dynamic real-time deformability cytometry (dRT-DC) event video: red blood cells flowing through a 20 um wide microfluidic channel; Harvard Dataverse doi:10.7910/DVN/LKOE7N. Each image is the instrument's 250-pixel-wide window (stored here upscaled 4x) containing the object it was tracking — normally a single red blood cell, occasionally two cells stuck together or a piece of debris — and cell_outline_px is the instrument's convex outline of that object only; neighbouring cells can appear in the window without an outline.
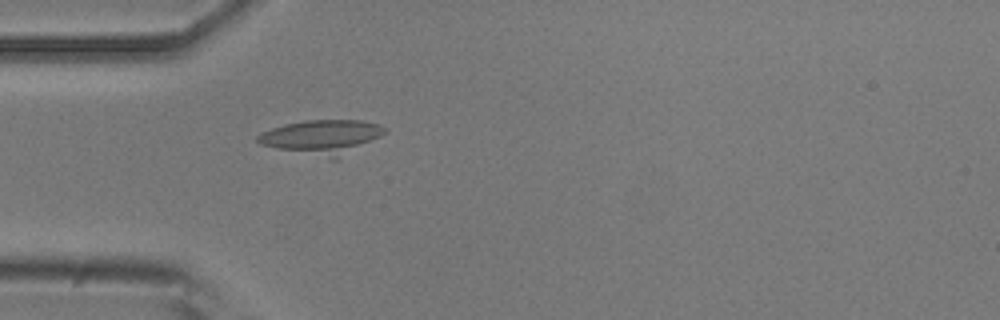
{"species": "common noctule bat (a hibernating species)", "species_latin": "Nyctalus noctula", "temperature_condition": "room temperature", "stored_images_in_passage": 37, "camera_frame_rate_fps": 3000, "um_per_image_px": 0.085, "animal": {"sex": "male", "body_mass_g": 20.5, "forearm_length_mm": 52.5}, "frame": {"image": 1, "passage_image": 1, "time_ms": 0.0, "image_size_px": [1000, 320], "cell_outline_px": [[388, 128], [380, 136], [336, 160], [332, 160], [276, 148], [260, 144], [256, 140], [256, 136], [260, 132], [284, 124], [304, 120], [364, 120], [380, 124]], "centroid_in_image_um": [27.35, 11.64], "position_along_channel_um": 57.6, "area_um2": 25.49}}
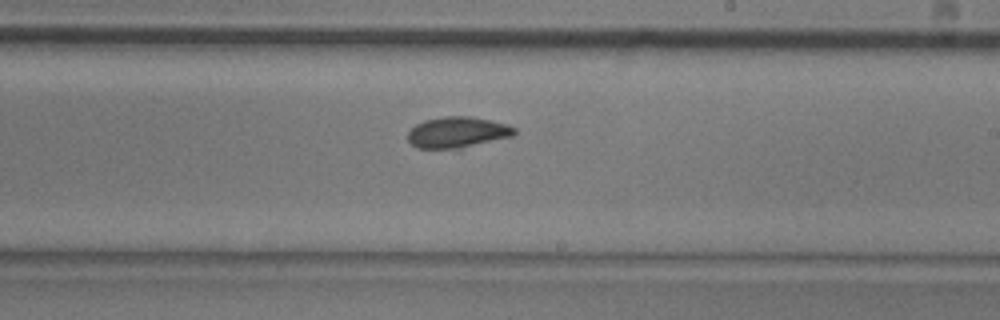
{"frame": {"image": 2, "passage_image": 16, "time_ms": 5.0, "image_size_px": [1000, 320], "cell_outline_px": [[516, 132], [512, 136], [460, 152], [416, 148], [408, 140], [408, 132], [416, 124], [424, 120], [444, 116], [472, 116], [508, 124], [516, 128]], "centroid_in_image_um": [38.91, 11.32], "position_along_channel_um": 250.1, "area_um2": 20.52}}
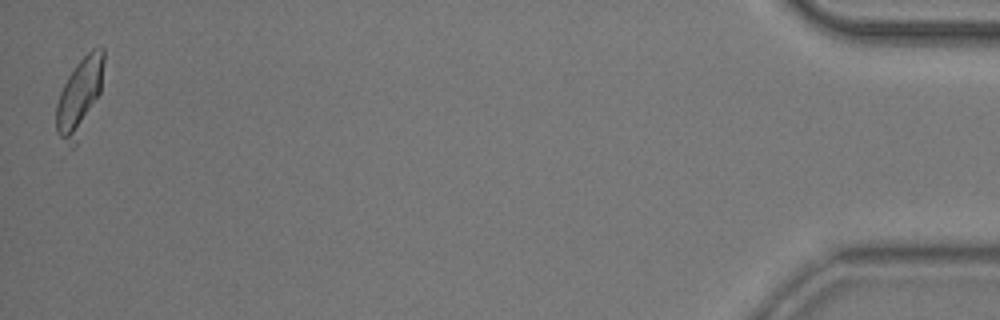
{"frame": {"image": 3, "passage_image": 37, "time_ms": 12.0, "image_size_px": [1000, 320], "cell_outline_px": [[104, 60], [100, 92], [76, 144], [72, 148], [56, 132], [56, 104], [60, 92], [68, 76], [76, 64], [92, 48], [104, 48]], "centroid_in_image_um": [6.75, 8.16], "position_along_channel_um": 428.5, "area_um2": 20.69}, "authors_computed_cell_mechanics": {"area_um2": 20.1144, "velocity_mm_per_s": 3.9035, "shape_relaxation_time_tau1_ms": 3.4611, "shape_relaxation_time_tau2_ms": 1.0348, "deformation_change_tau1": 0.1214, "deformation_change_tau2": 0.0495}}